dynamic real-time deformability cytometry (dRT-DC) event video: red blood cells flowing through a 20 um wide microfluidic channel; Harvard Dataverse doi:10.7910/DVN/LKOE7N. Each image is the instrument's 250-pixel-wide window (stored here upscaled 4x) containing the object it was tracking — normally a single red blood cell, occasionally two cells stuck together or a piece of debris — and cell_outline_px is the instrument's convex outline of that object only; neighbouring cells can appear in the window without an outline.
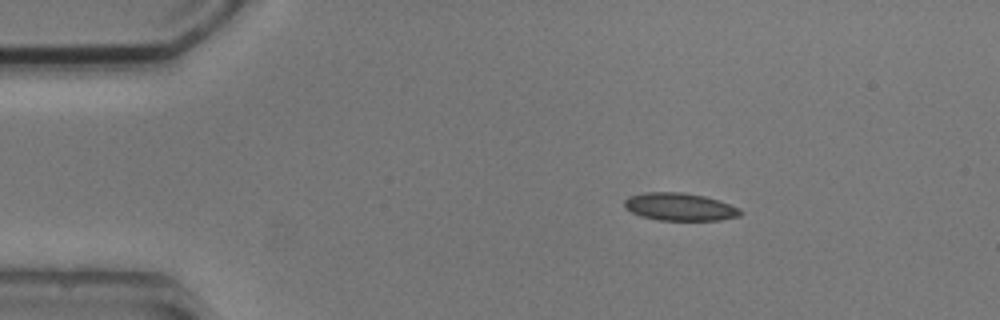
{"species": "common noctule bat (a hibernating species)", "species_latin": "Nyctalus noctula", "temperature_condition": "cold", "stored_images_in_passage": 3, "camera_frame_rate_fps": 3000, "um_per_image_px": 0.085, "animal": {"sex": "male", "body_mass_g": 20.5, "forearm_length_mm": 52.5}, "frame": {"image": 1, "passage_image": 1, "time_ms": 0.0, "image_size_px": [1000, 320], "cell_outline_px": [[744, 212], [740, 216], [720, 220], [660, 220], [644, 216], [632, 212], [624, 208], [624, 200], [628, 196], [644, 192], [684, 192], [704, 196], [740, 208]], "centroid_in_image_um": [57.78, 17.57], "position_along_channel_um": 27.2, "area_um2": 18.67}}
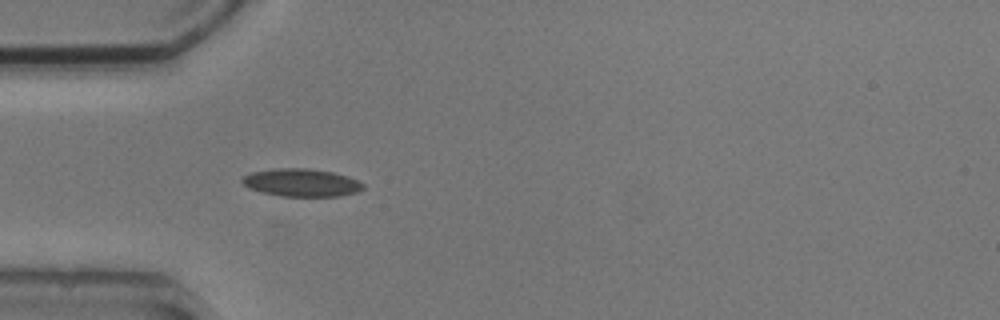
{"frame": {"image": 2, "passage_image": 3, "time_ms": 2.333, "image_size_px": [1000, 320], "cell_outline_px": [[364, 188], [356, 192], [340, 196], [280, 196], [260, 192], [248, 188], [240, 180], [244, 176], [252, 172], [276, 168], [308, 168], [332, 172], [348, 176], [364, 184]], "centroid_in_image_um": [25.6, 15.52], "position_along_channel_um": 59.4, "area_um2": 19.59}}